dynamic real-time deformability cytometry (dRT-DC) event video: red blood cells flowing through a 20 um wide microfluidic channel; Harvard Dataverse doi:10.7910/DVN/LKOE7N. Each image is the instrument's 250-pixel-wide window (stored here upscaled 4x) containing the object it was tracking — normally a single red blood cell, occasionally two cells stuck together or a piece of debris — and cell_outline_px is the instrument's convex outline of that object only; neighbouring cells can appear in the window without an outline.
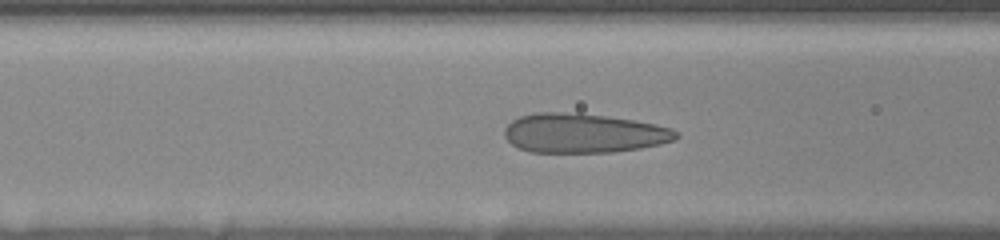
{"species": "human", "species_latin": "Homo sapiens", "temperature_condition": "room temperature", "stored_images_in_passage": 42, "camera_frame_rate_fps": 3000, "um_per_image_px": 0.085, "donor": {"sex": "female"}, "frame": {"image": 1, "passage_image": 14, "time_ms": 6.333, "image_size_px": [1000, 240], "cell_outline_px": [[680, 136], [676, 140], [660, 144], [640, 148], [612, 152], [532, 152], [520, 148], [512, 144], [504, 136], [504, 128], [512, 120], [520, 116], [536, 112], [576, 112], [608, 116], [636, 120], [656, 124], [672, 128]], "centroid_in_image_um": [49.62, 11.3], "position_along_channel_um": 117.0, "area_um2": 39.65}}
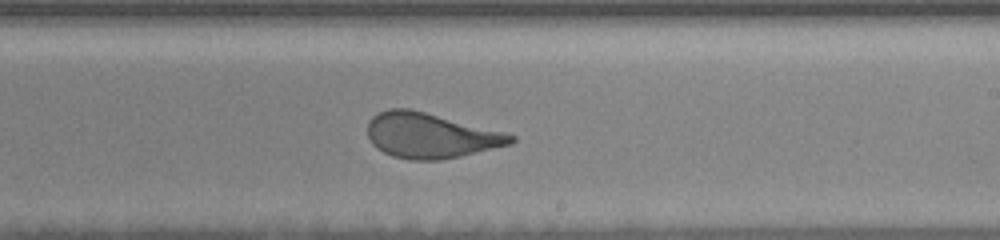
{"frame": {"image": 2, "passage_image": 24, "time_ms": 10.0, "image_size_px": [1000, 240], "cell_outline_px": [[516, 140], [512, 144], [460, 156], [440, 160], [408, 160], [392, 156], [376, 148], [372, 144], [368, 136], [368, 120], [372, 116], [388, 108], [408, 108], [504, 132], [516, 136]], "centroid_in_image_um": [36.57, 11.53], "position_along_channel_um": 252.4, "area_um2": 37.57}}
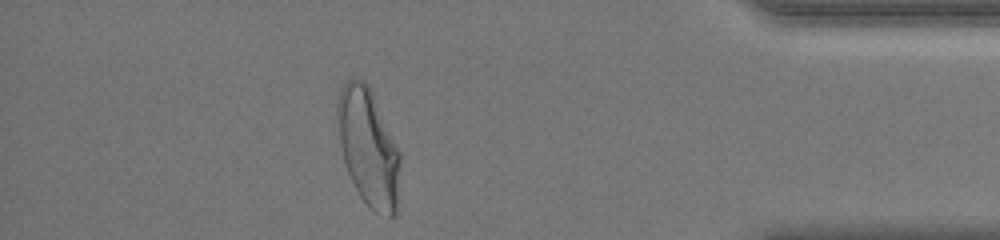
{"frame": {"image": 3, "passage_image": 37, "time_ms": 15.0, "image_size_px": [1000, 240], "cell_outline_px": [[400, 160], [396, 216], [392, 220], [388, 220], [380, 216], [360, 196], [344, 164], [340, 144], [336, 112], [336, 104], [340, 92], [344, 84], [352, 76], [364, 80], [368, 84], [372, 92], [400, 152]], "centroid_in_image_um": [31.31, 12.55], "position_along_channel_um": 403.9, "area_um2": 43.06}, "authors_computed_cell_mechanics": {"area_um2": 41.0091, "velocity_mm_per_s": 3.6903, "shape_relaxation_time_tau1_ms": 6.2088, "shape_relaxation_time_tau2_ms": 0.718, "deformation_change_tau1": 0.2126, "deformation_change_tau2": 0.0982}}